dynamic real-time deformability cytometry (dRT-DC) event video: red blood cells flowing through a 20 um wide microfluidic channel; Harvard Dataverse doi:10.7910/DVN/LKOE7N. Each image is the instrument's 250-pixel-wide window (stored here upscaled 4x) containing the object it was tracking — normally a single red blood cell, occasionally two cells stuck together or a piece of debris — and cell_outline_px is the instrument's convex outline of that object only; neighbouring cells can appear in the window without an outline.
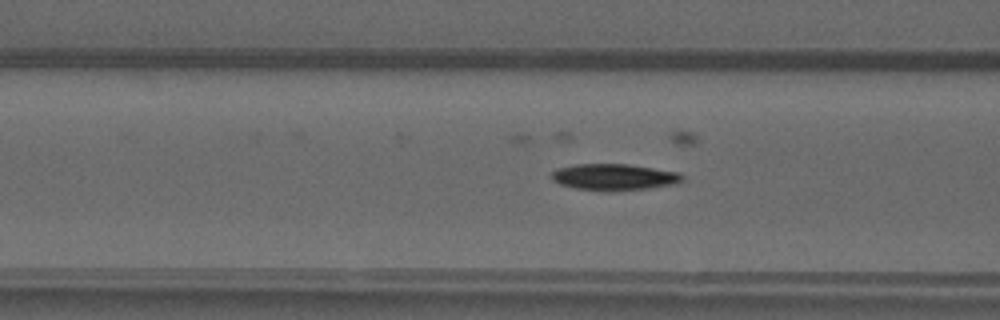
{"species": "common noctule bat (a hibernating species)", "species_latin": "Nyctalus noctula", "temperature_condition": "warm", "stored_images_in_passage": 52, "camera_frame_rate_fps": 3000, "um_per_image_px": 0.085, "animal": {"sex": "male", "forearm_length_mm": 52.5}, "frame": {"image": 1, "passage_image": 20, "time_ms": 6.333, "image_size_px": [1000, 320], "cell_outline_px": [[684, 180], [676, 184], [648, 188], [576, 188], [560, 184], [552, 180], [552, 172], [556, 168], [576, 164], [628, 164], [680, 172], [684, 176]], "centroid_in_image_um": [52.24, 14.99], "position_along_channel_um": 114.4, "area_um2": 19.31}}
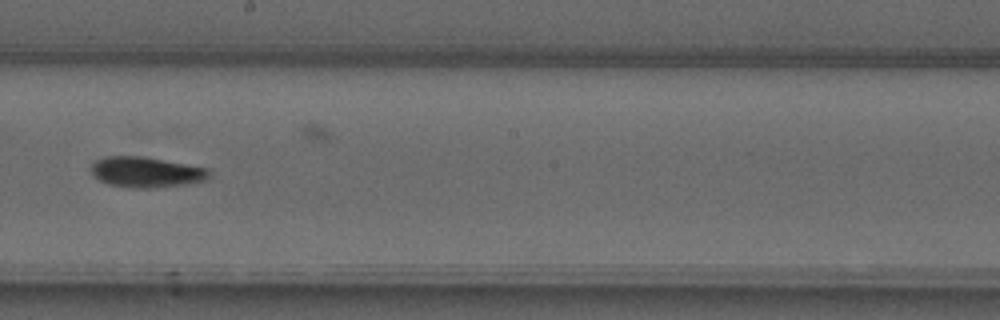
{"frame": {"image": 2, "passage_image": 29, "time_ms": 9.333, "image_size_px": [1000, 320], "cell_outline_px": [[212, 172], [208, 180], [184, 184], [148, 188], [132, 188], [108, 184], [100, 180], [88, 168], [96, 160], [108, 156], [144, 156], [208, 168]], "centroid_in_image_um": [12.45, 14.62], "position_along_channel_um": 235.8, "area_um2": 21.04}}
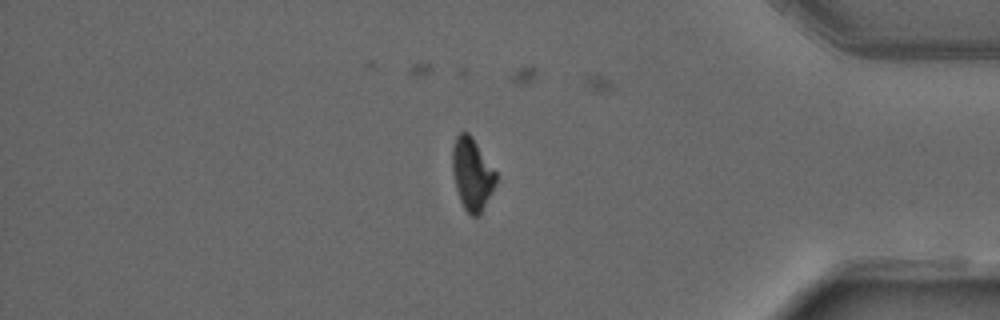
{"frame": {"image": 3, "passage_image": 43, "time_ms": 14.0, "image_size_px": [1000, 320], "cell_outline_px": [[496, 180], [480, 216], [472, 216], [464, 208], [460, 200], [456, 188], [452, 172], [452, 148], [456, 136], [460, 132], [468, 132], [472, 136], [496, 172]], "centroid_in_image_um": [40.1, 14.77], "position_along_channel_um": 395.1, "area_um2": 18.15}, "authors_computed_cell_mechanics": {"area_um2": 19.0162, "velocity_mm_per_s": 4.0543, "shape_relaxation_time_tau1_ms": 5.5395, "shape_relaxation_time_tau2_ms": null, "deformation_change_tau1": 0.188, "deformation_change_tau2": null}}